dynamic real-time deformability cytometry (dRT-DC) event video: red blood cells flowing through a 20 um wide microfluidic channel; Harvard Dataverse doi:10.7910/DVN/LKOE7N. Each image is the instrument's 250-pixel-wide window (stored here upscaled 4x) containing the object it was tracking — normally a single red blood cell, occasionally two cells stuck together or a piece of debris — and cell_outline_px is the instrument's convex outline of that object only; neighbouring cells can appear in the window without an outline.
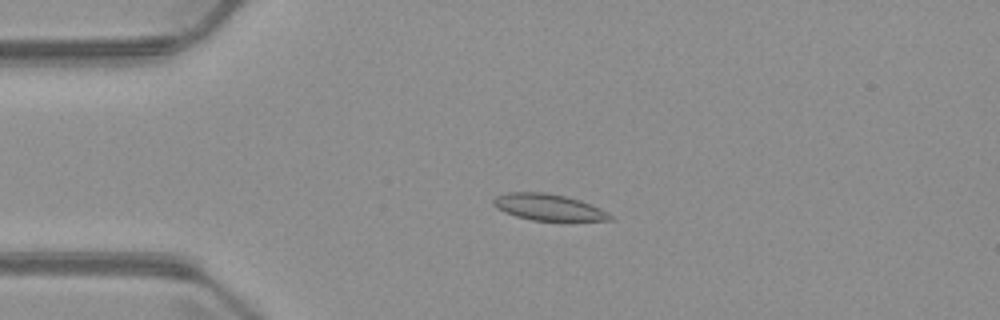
{"species": "common noctule bat (a hibernating species)", "species_latin": "Nyctalus noctula", "temperature_condition": "warm", "stored_images_in_passage": 8, "camera_frame_rate_fps": 3000, "um_per_image_px": 0.085, "animal": {"sex": "male", "body_mass_g": 23.1, "forearm_length_mm": 52.7}, "frame": {"image": 1, "passage_image": 4, "time_ms": 3.333, "image_size_px": [1000, 320], "cell_outline_px": [[616, 220], [532, 220], [516, 216], [504, 212], [496, 208], [492, 204], [492, 200], [496, 196], [508, 192], [544, 192], [564, 196], [580, 200], [592, 204], [608, 212]], "centroid_in_image_um": [46.6, 17.6], "position_along_channel_um": 38.4, "area_um2": 17.92}}
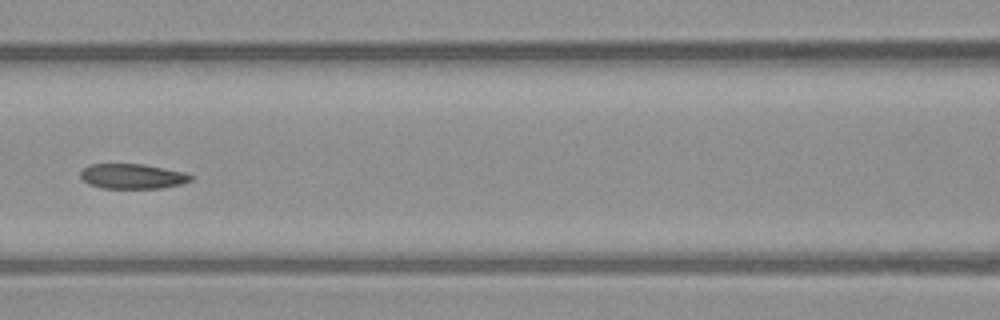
{"frame": {"image": 2, "passage_image": 7, "time_ms": 7.0, "image_size_px": [1000, 320], "cell_outline_px": [[196, 176], [192, 180], [180, 184], [160, 188], [100, 188], [88, 184], [80, 176], [80, 172], [88, 164], [144, 164], [184, 172]], "centroid_in_image_um": [11.26, 14.98], "position_along_channel_um": 155.3, "area_um2": 16.13}}
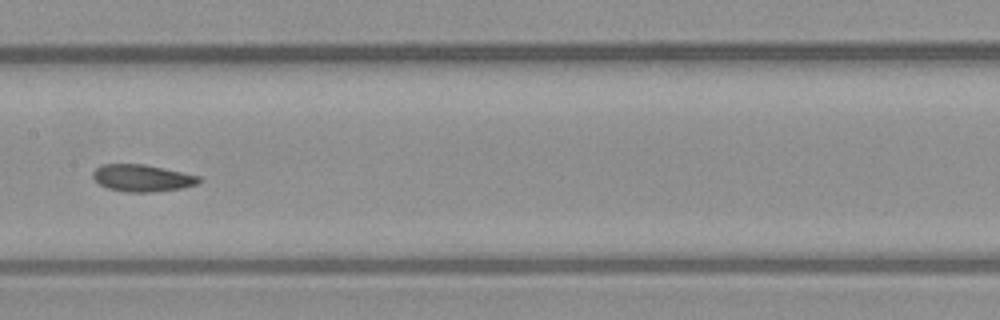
{"frame": {"image": 3, "passage_image": 8, "time_ms": 8.0, "image_size_px": [1000, 320], "cell_outline_px": [[204, 180], [196, 184], [180, 188], [152, 192], [124, 192], [108, 188], [100, 184], [92, 176], [92, 172], [100, 164], [144, 164], [200, 176]], "centroid_in_image_um": [12.08, 15.13], "position_along_channel_um": 195.3, "area_um2": 16.65}}